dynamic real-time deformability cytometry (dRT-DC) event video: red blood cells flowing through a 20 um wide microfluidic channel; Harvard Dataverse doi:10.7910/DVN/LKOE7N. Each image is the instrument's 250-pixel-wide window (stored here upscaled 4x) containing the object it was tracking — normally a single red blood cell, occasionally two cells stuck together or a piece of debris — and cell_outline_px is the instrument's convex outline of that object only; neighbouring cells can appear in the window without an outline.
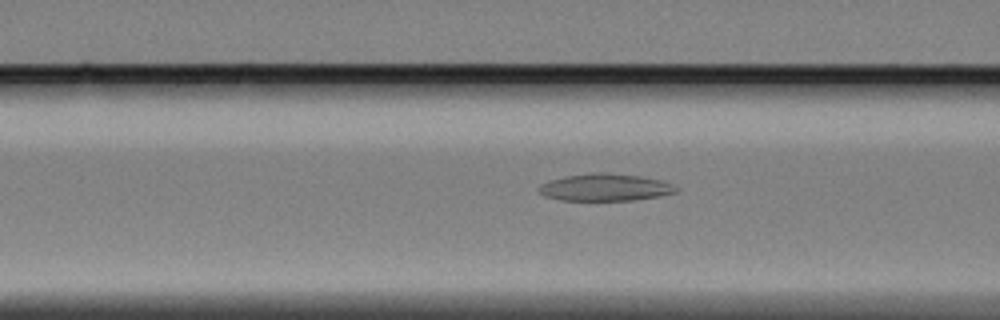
{"species": "Egyptian fruit bat (a non-hibernating species)", "species_latin": "Rousettus aegyptiacus", "temperature_condition": "cold", "stored_images_in_passage": 42, "camera_frame_rate_fps": 3000, "um_per_image_px": 0.085, "animal": {"sex": "female"}, "frame": {"image": 1, "passage_image": 8, "time_ms": 2.333, "image_size_px": [1000, 320], "cell_outline_px": [[680, 188], [676, 192], [660, 196], [636, 200], [560, 200], [544, 196], [536, 188], [540, 184], [548, 180], [568, 176], [592, 172], [608, 172], [640, 176], [660, 180], [672, 184]], "centroid_in_image_um": [51.43, 15.92], "position_along_channel_um": 115.2, "area_um2": 21.91}}
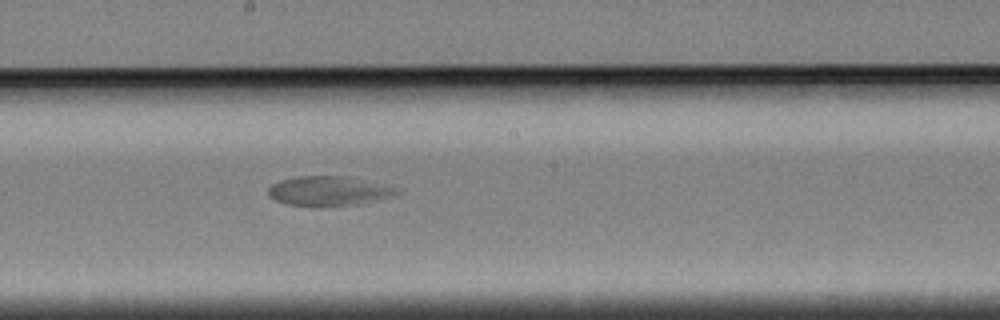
{"frame": {"image": 2, "passage_image": 18, "time_ms": 5.667, "image_size_px": [1000, 320], "cell_outline_px": [[400, 192], [388, 196], [360, 204], [328, 208], [308, 208], [288, 204], [276, 200], [268, 196], [268, 188], [272, 184], [280, 180], [300, 176], [348, 176], [392, 188]], "centroid_in_image_um": [27.8, 16.27], "position_along_channel_um": 220.4, "area_um2": 22.2}}
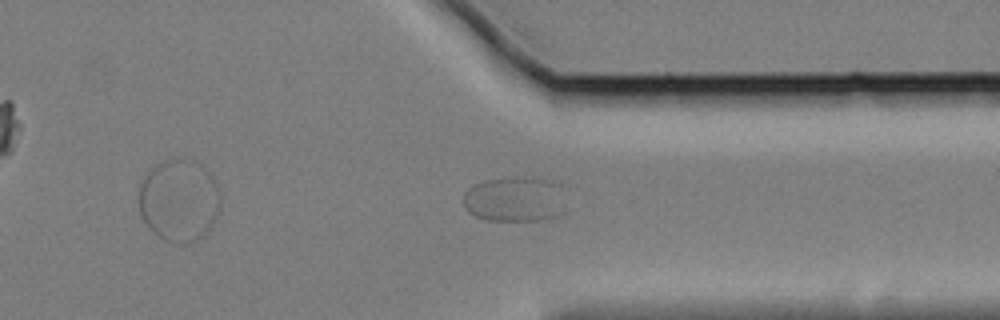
{"frame": {"image": 3, "passage_image": 32, "time_ms": 10.333, "image_size_px": [1000, 320], "cell_outline_px": [[568, 212], [560, 216], [536, 220], [488, 220], [476, 216], [468, 212], [464, 208], [464, 192], [468, 188], [484, 180], [516, 176], [524, 176], [552, 180], [560, 184]], "centroid_in_image_um": [43.82, 16.92], "position_along_channel_um": 367.6, "area_um2": 27.74}}